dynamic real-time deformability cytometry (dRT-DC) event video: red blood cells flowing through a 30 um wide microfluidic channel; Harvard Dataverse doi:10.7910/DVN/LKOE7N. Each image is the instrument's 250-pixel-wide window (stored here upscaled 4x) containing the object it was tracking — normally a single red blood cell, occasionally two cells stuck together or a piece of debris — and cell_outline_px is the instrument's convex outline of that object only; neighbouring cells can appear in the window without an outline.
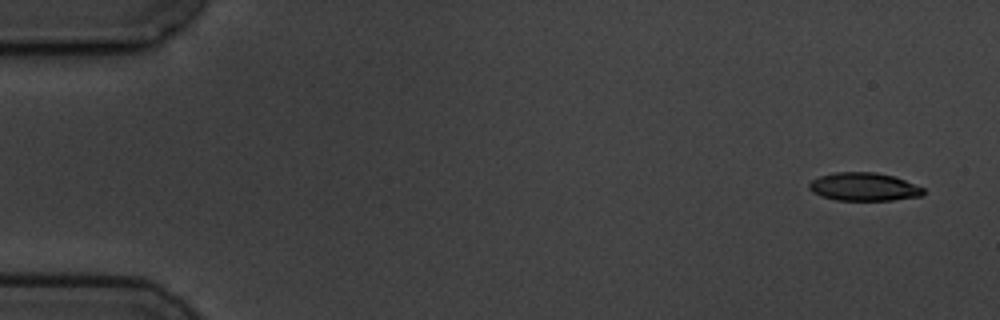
{"species": "common noctule bat (a hibernating species)", "species_latin": "Nyctalus noctula", "temperature_condition": "cold", "stored_images_in_passage": 6, "segment_of_instrument_passage": [1, 2], "camera_frame_rate_fps": 3000, "um_per_image_px": 0.085, "animal": {"sex": "male", "body_mass_g": 19.5, "forearm_length_mm": 54.6}, "frame": {"image": 1, "passage_image": 1, "time_ms": 0.0, "image_size_px": [1000, 320], "cell_outline_px": [[924, 196], [892, 200], [836, 200], [820, 196], [812, 192], [808, 188], [808, 184], [812, 180], [820, 176], [836, 172], [876, 172], [892, 176], [904, 180], [924, 188]], "centroid_in_image_um": [73.42, 15.88], "position_along_channel_um": 11.6, "area_um2": 18.79}}
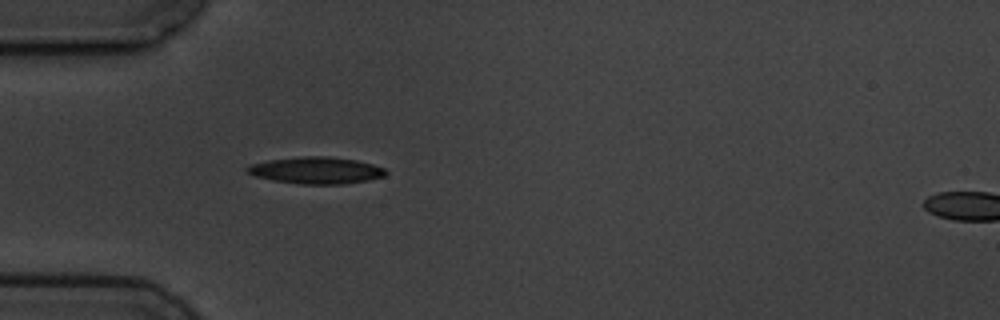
{"frame": {"image": 2, "passage_image": 5, "time_ms": 4.667, "image_size_px": [1000, 320], "cell_outline_px": [[388, 172], [384, 176], [368, 180], [344, 184], [300, 184], [272, 180], [256, 176], [248, 172], [244, 168], [252, 164], [268, 160], [300, 156], [328, 156], [356, 160], [372, 164], [384, 168]], "centroid_in_image_um": [26.88, 14.48], "position_along_channel_um": 58.1, "area_um2": 21.62}}